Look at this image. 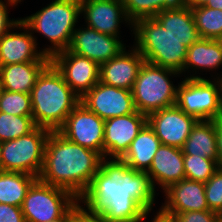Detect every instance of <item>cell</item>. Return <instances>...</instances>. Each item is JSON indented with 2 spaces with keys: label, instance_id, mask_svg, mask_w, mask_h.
<instances>
[{
  "label": "cell",
  "instance_id": "obj_36",
  "mask_svg": "<svg viewBox=\"0 0 222 222\" xmlns=\"http://www.w3.org/2000/svg\"><path fill=\"white\" fill-rule=\"evenodd\" d=\"M66 222H103L96 211L86 209L81 203L66 217Z\"/></svg>",
  "mask_w": 222,
  "mask_h": 222
},
{
  "label": "cell",
  "instance_id": "obj_42",
  "mask_svg": "<svg viewBox=\"0 0 222 222\" xmlns=\"http://www.w3.org/2000/svg\"><path fill=\"white\" fill-rule=\"evenodd\" d=\"M150 222H166V214L159 209Z\"/></svg>",
  "mask_w": 222,
  "mask_h": 222
},
{
  "label": "cell",
  "instance_id": "obj_17",
  "mask_svg": "<svg viewBox=\"0 0 222 222\" xmlns=\"http://www.w3.org/2000/svg\"><path fill=\"white\" fill-rule=\"evenodd\" d=\"M81 17L83 15L85 26L96 31L120 37V23L133 27L126 15L123 2L117 0H85L80 3Z\"/></svg>",
  "mask_w": 222,
  "mask_h": 222
},
{
  "label": "cell",
  "instance_id": "obj_49",
  "mask_svg": "<svg viewBox=\"0 0 222 222\" xmlns=\"http://www.w3.org/2000/svg\"><path fill=\"white\" fill-rule=\"evenodd\" d=\"M14 1H16L17 3H20V2L23 1V0H14Z\"/></svg>",
  "mask_w": 222,
  "mask_h": 222
},
{
  "label": "cell",
  "instance_id": "obj_44",
  "mask_svg": "<svg viewBox=\"0 0 222 222\" xmlns=\"http://www.w3.org/2000/svg\"><path fill=\"white\" fill-rule=\"evenodd\" d=\"M2 145L3 142L0 140V170H2Z\"/></svg>",
  "mask_w": 222,
  "mask_h": 222
},
{
  "label": "cell",
  "instance_id": "obj_24",
  "mask_svg": "<svg viewBox=\"0 0 222 222\" xmlns=\"http://www.w3.org/2000/svg\"><path fill=\"white\" fill-rule=\"evenodd\" d=\"M160 145L161 141L147 123L131 142L128 151L119 162L128 168L146 172Z\"/></svg>",
  "mask_w": 222,
  "mask_h": 222
},
{
  "label": "cell",
  "instance_id": "obj_22",
  "mask_svg": "<svg viewBox=\"0 0 222 222\" xmlns=\"http://www.w3.org/2000/svg\"><path fill=\"white\" fill-rule=\"evenodd\" d=\"M154 18L180 43L189 48L200 39L191 8L181 5L168 8Z\"/></svg>",
  "mask_w": 222,
  "mask_h": 222
},
{
  "label": "cell",
  "instance_id": "obj_2",
  "mask_svg": "<svg viewBox=\"0 0 222 222\" xmlns=\"http://www.w3.org/2000/svg\"><path fill=\"white\" fill-rule=\"evenodd\" d=\"M79 201L103 222H142L150 213L129 193L127 167L119 161L106 162Z\"/></svg>",
  "mask_w": 222,
  "mask_h": 222
},
{
  "label": "cell",
  "instance_id": "obj_15",
  "mask_svg": "<svg viewBox=\"0 0 222 222\" xmlns=\"http://www.w3.org/2000/svg\"><path fill=\"white\" fill-rule=\"evenodd\" d=\"M120 39V37L102 34L87 26L76 27L68 50L101 65L126 48V44Z\"/></svg>",
  "mask_w": 222,
  "mask_h": 222
},
{
  "label": "cell",
  "instance_id": "obj_48",
  "mask_svg": "<svg viewBox=\"0 0 222 222\" xmlns=\"http://www.w3.org/2000/svg\"><path fill=\"white\" fill-rule=\"evenodd\" d=\"M72 1H77V2H84L85 0H72Z\"/></svg>",
  "mask_w": 222,
  "mask_h": 222
},
{
  "label": "cell",
  "instance_id": "obj_40",
  "mask_svg": "<svg viewBox=\"0 0 222 222\" xmlns=\"http://www.w3.org/2000/svg\"><path fill=\"white\" fill-rule=\"evenodd\" d=\"M209 8L222 10V0H208L204 5Z\"/></svg>",
  "mask_w": 222,
  "mask_h": 222
},
{
  "label": "cell",
  "instance_id": "obj_1",
  "mask_svg": "<svg viewBox=\"0 0 222 222\" xmlns=\"http://www.w3.org/2000/svg\"><path fill=\"white\" fill-rule=\"evenodd\" d=\"M105 163L98 152L68 141L58 131H51L38 179L63 188L80 199Z\"/></svg>",
  "mask_w": 222,
  "mask_h": 222
},
{
  "label": "cell",
  "instance_id": "obj_6",
  "mask_svg": "<svg viewBox=\"0 0 222 222\" xmlns=\"http://www.w3.org/2000/svg\"><path fill=\"white\" fill-rule=\"evenodd\" d=\"M173 76L181 74L144 61L131 90L136 110L148 116L175 105L178 86L171 81Z\"/></svg>",
  "mask_w": 222,
  "mask_h": 222
},
{
  "label": "cell",
  "instance_id": "obj_45",
  "mask_svg": "<svg viewBox=\"0 0 222 222\" xmlns=\"http://www.w3.org/2000/svg\"><path fill=\"white\" fill-rule=\"evenodd\" d=\"M212 77H215V78H220V79H222V73H221V76L219 75V73H217V75H212Z\"/></svg>",
  "mask_w": 222,
  "mask_h": 222
},
{
  "label": "cell",
  "instance_id": "obj_11",
  "mask_svg": "<svg viewBox=\"0 0 222 222\" xmlns=\"http://www.w3.org/2000/svg\"><path fill=\"white\" fill-rule=\"evenodd\" d=\"M105 120L79 103L58 132L68 141L98 152L103 157Z\"/></svg>",
  "mask_w": 222,
  "mask_h": 222
},
{
  "label": "cell",
  "instance_id": "obj_12",
  "mask_svg": "<svg viewBox=\"0 0 222 222\" xmlns=\"http://www.w3.org/2000/svg\"><path fill=\"white\" fill-rule=\"evenodd\" d=\"M80 103L103 120L137 111L131 90L100 81L80 98Z\"/></svg>",
  "mask_w": 222,
  "mask_h": 222
},
{
  "label": "cell",
  "instance_id": "obj_5",
  "mask_svg": "<svg viewBox=\"0 0 222 222\" xmlns=\"http://www.w3.org/2000/svg\"><path fill=\"white\" fill-rule=\"evenodd\" d=\"M130 30L135 38L133 46L146 62L182 75L188 48L170 35L154 17L137 20Z\"/></svg>",
  "mask_w": 222,
  "mask_h": 222
},
{
  "label": "cell",
  "instance_id": "obj_34",
  "mask_svg": "<svg viewBox=\"0 0 222 222\" xmlns=\"http://www.w3.org/2000/svg\"><path fill=\"white\" fill-rule=\"evenodd\" d=\"M173 217L179 222H219L222 219L221 214L211 210L187 211L175 214Z\"/></svg>",
  "mask_w": 222,
  "mask_h": 222
},
{
  "label": "cell",
  "instance_id": "obj_30",
  "mask_svg": "<svg viewBox=\"0 0 222 222\" xmlns=\"http://www.w3.org/2000/svg\"><path fill=\"white\" fill-rule=\"evenodd\" d=\"M35 127L32 116H16L0 112V140L2 142L24 136Z\"/></svg>",
  "mask_w": 222,
  "mask_h": 222
},
{
  "label": "cell",
  "instance_id": "obj_26",
  "mask_svg": "<svg viewBox=\"0 0 222 222\" xmlns=\"http://www.w3.org/2000/svg\"><path fill=\"white\" fill-rule=\"evenodd\" d=\"M37 179L28 173L0 170V203L21 207L27 191Z\"/></svg>",
  "mask_w": 222,
  "mask_h": 222
},
{
  "label": "cell",
  "instance_id": "obj_13",
  "mask_svg": "<svg viewBox=\"0 0 222 222\" xmlns=\"http://www.w3.org/2000/svg\"><path fill=\"white\" fill-rule=\"evenodd\" d=\"M50 62L80 98L100 80L98 63L69 50L56 53L50 58Z\"/></svg>",
  "mask_w": 222,
  "mask_h": 222
},
{
  "label": "cell",
  "instance_id": "obj_9",
  "mask_svg": "<svg viewBox=\"0 0 222 222\" xmlns=\"http://www.w3.org/2000/svg\"><path fill=\"white\" fill-rule=\"evenodd\" d=\"M79 199L71 192L37 179L21 205L25 222H49L62 217Z\"/></svg>",
  "mask_w": 222,
  "mask_h": 222
},
{
  "label": "cell",
  "instance_id": "obj_46",
  "mask_svg": "<svg viewBox=\"0 0 222 222\" xmlns=\"http://www.w3.org/2000/svg\"><path fill=\"white\" fill-rule=\"evenodd\" d=\"M2 90H3V87H2V84H1V81H0V95H1Z\"/></svg>",
  "mask_w": 222,
  "mask_h": 222
},
{
  "label": "cell",
  "instance_id": "obj_25",
  "mask_svg": "<svg viewBox=\"0 0 222 222\" xmlns=\"http://www.w3.org/2000/svg\"><path fill=\"white\" fill-rule=\"evenodd\" d=\"M183 154L212 159L218 163L216 120H199L182 147Z\"/></svg>",
  "mask_w": 222,
  "mask_h": 222
},
{
  "label": "cell",
  "instance_id": "obj_10",
  "mask_svg": "<svg viewBox=\"0 0 222 222\" xmlns=\"http://www.w3.org/2000/svg\"><path fill=\"white\" fill-rule=\"evenodd\" d=\"M146 124L147 116L138 111L105 120L104 161H119Z\"/></svg>",
  "mask_w": 222,
  "mask_h": 222
},
{
  "label": "cell",
  "instance_id": "obj_29",
  "mask_svg": "<svg viewBox=\"0 0 222 222\" xmlns=\"http://www.w3.org/2000/svg\"><path fill=\"white\" fill-rule=\"evenodd\" d=\"M191 11L200 38L219 39L222 36V10L203 5Z\"/></svg>",
  "mask_w": 222,
  "mask_h": 222
},
{
  "label": "cell",
  "instance_id": "obj_41",
  "mask_svg": "<svg viewBox=\"0 0 222 222\" xmlns=\"http://www.w3.org/2000/svg\"><path fill=\"white\" fill-rule=\"evenodd\" d=\"M80 204L78 200L62 217L49 222H66V217Z\"/></svg>",
  "mask_w": 222,
  "mask_h": 222
},
{
  "label": "cell",
  "instance_id": "obj_23",
  "mask_svg": "<svg viewBox=\"0 0 222 222\" xmlns=\"http://www.w3.org/2000/svg\"><path fill=\"white\" fill-rule=\"evenodd\" d=\"M50 61H29L0 66V81L4 90L31 94L37 77Z\"/></svg>",
  "mask_w": 222,
  "mask_h": 222
},
{
  "label": "cell",
  "instance_id": "obj_32",
  "mask_svg": "<svg viewBox=\"0 0 222 222\" xmlns=\"http://www.w3.org/2000/svg\"><path fill=\"white\" fill-rule=\"evenodd\" d=\"M0 112L16 116H32L31 94L2 90Z\"/></svg>",
  "mask_w": 222,
  "mask_h": 222
},
{
  "label": "cell",
  "instance_id": "obj_28",
  "mask_svg": "<svg viewBox=\"0 0 222 222\" xmlns=\"http://www.w3.org/2000/svg\"><path fill=\"white\" fill-rule=\"evenodd\" d=\"M124 9L134 24L143 18H153L161 11L183 5V0H124Z\"/></svg>",
  "mask_w": 222,
  "mask_h": 222
},
{
  "label": "cell",
  "instance_id": "obj_43",
  "mask_svg": "<svg viewBox=\"0 0 222 222\" xmlns=\"http://www.w3.org/2000/svg\"><path fill=\"white\" fill-rule=\"evenodd\" d=\"M166 222H179L175 217L166 214Z\"/></svg>",
  "mask_w": 222,
  "mask_h": 222
},
{
  "label": "cell",
  "instance_id": "obj_21",
  "mask_svg": "<svg viewBox=\"0 0 222 222\" xmlns=\"http://www.w3.org/2000/svg\"><path fill=\"white\" fill-rule=\"evenodd\" d=\"M221 66L222 46L219 40L200 38L187 49L186 61L182 69V74L184 73L186 75V73L190 71V74L185 76V79H204V77L196 74L199 70L202 72L203 70H209L208 72L215 70L216 72ZM194 71L195 73L193 74ZM191 73L193 75H191Z\"/></svg>",
  "mask_w": 222,
  "mask_h": 222
},
{
  "label": "cell",
  "instance_id": "obj_19",
  "mask_svg": "<svg viewBox=\"0 0 222 222\" xmlns=\"http://www.w3.org/2000/svg\"><path fill=\"white\" fill-rule=\"evenodd\" d=\"M144 61L134 46L129 50L125 48L119 55L100 65L99 81L116 88L132 90Z\"/></svg>",
  "mask_w": 222,
  "mask_h": 222
},
{
  "label": "cell",
  "instance_id": "obj_38",
  "mask_svg": "<svg viewBox=\"0 0 222 222\" xmlns=\"http://www.w3.org/2000/svg\"><path fill=\"white\" fill-rule=\"evenodd\" d=\"M216 140L218 152V166L222 168V119L216 120Z\"/></svg>",
  "mask_w": 222,
  "mask_h": 222
},
{
  "label": "cell",
  "instance_id": "obj_18",
  "mask_svg": "<svg viewBox=\"0 0 222 222\" xmlns=\"http://www.w3.org/2000/svg\"><path fill=\"white\" fill-rule=\"evenodd\" d=\"M162 192L165 193V202L160 210L169 216L187 211L209 210L203 182L185 178Z\"/></svg>",
  "mask_w": 222,
  "mask_h": 222
},
{
  "label": "cell",
  "instance_id": "obj_4",
  "mask_svg": "<svg viewBox=\"0 0 222 222\" xmlns=\"http://www.w3.org/2000/svg\"><path fill=\"white\" fill-rule=\"evenodd\" d=\"M81 14L80 2L72 0H52L30 16L20 18L34 33L42 34L51 43L42 52L52 57L58 52L68 50L76 24ZM49 46V47H48Z\"/></svg>",
  "mask_w": 222,
  "mask_h": 222
},
{
  "label": "cell",
  "instance_id": "obj_8",
  "mask_svg": "<svg viewBox=\"0 0 222 222\" xmlns=\"http://www.w3.org/2000/svg\"><path fill=\"white\" fill-rule=\"evenodd\" d=\"M50 132L46 128L36 126L24 136L3 142L2 170L39 177Z\"/></svg>",
  "mask_w": 222,
  "mask_h": 222
},
{
  "label": "cell",
  "instance_id": "obj_16",
  "mask_svg": "<svg viewBox=\"0 0 222 222\" xmlns=\"http://www.w3.org/2000/svg\"><path fill=\"white\" fill-rule=\"evenodd\" d=\"M37 41V37L33 36L20 20L0 39V66L29 61H50V57L46 56L42 49L38 50Z\"/></svg>",
  "mask_w": 222,
  "mask_h": 222
},
{
  "label": "cell",
  "instance_id": "obj_35",
  "mask_svg": "<svg viewBox=\"0 0 222 222\" xmlns=\"http://www.w3.org/2000/svg\"><path fill=\"white\" fill-rule=\"evenodd\" d=\"M5 1V2H4ZM0 0V39L17 24L21 19L9 17L10 6L15 7L18 3L14 0Z\"/></svg>",
  "mask_w": 222,
  "mask_h": 222
},
{
  "label": "cell",
  "instance_id": "obj_37",
  "mask_svg": "<svg viewBox=\"0 0 222 222\" xmlns=\"http://www.w3.org/2000/svg\"><path fill=\"white\" fill-rule=\"evenodd\" d=\"M0 222H25L21 207L0 203Z\"/></svg>",
  "mask_w": 222,
  "mask_h": 222
},
{
  "label": "cell",
  "instance_id": "obj_14",
  "mask_svg": "<svg viewBox=\"0 0 222 222\" xmlns=\"http://www.w3.org/2000/svg\"><path fill=\"white\" fill-rule=\"evenodd\" d=\"M198 121L196 117L186 114L176 104L147 116V123L154 130L161 144L178 148L184 146Z\"/></svg>",
  "mask_w": 222,
  "mask_h": 222
},
{
  "label": "cell",
  "instance_id": "obj_20",
  "mask_svg": "<svg viewBox=\"0 0 222 222\" xmlns=\"http://www.w3.org/2000/svg\"><path fill=\"white\" fill-rule=\"evenodd\" d=\"M146 173L154 188L156 189L157 184L163 191L185 179L182 148L161 144Z\"/></svg>",
  "mask_w": 222,
  "mask_h": 222
},
{
  "label": "cell",
  "instance_id": "obj_47",
  "mask_svg": "<svg viewBox=\"0 0 222 222\" xmlns=\"http://www.w3.org/2000/svg\"><path fill=\"white\" fill-rule=\"evenodd\" d=\"M218 40H219V42H220V44L222 46V36Z\"/></svg>",
  "mask_w": 222,
  "mask_h": 222
},
{
  "label": "cell",
  "instance_id": "obj_7",
  "mask_svg": "<svg viewBox=\"0 0 222 222\" xmlns=\"http://www.w3.org/2000/svg\"><path fill=\"white\" fill-rule=\"evenodd\" d=\"M182 80L176 98L181 110L198 120L222 119V79Z\"/></svg>",
  "mask_w": 222,
  "mask_h": 222
},
{
  "label": "cell",
  "instance_id": "obj_33",
  "mask_svg": "<svg viewBox=\"0 0 222 222\" xmlns=\"http://www.w3.org/2000/svg\"><path fill=\"white\" fill-rule=\"evenodd\" d=\"M204 184L209 210L222 215V168H219Z\"/></svg>",
  "mask_w": 222,
  "mask_h": 222
},
{
  "label": "cell",
  "instance_id": "obj_31",
  "mask_svg": "<svg viewBox=\"0 0 222 222\" xmlns=\"http://www.w3.org/2000/svg\"><path fill=\"white\" fill-rule=\"evenodd\" d=\"M185 178L206 183L219 169L218 163L212 159L196 155L183 154Z\"/></svg>",
  "mask_w": 222,
  "mask_h": 222
},
{
  "label": "cell",
  "instance_id": "obj_39",
  "mask_svg": "<svg viewBox=\"0 0 222 222\" xmlns=\"http://www.w3.org/2000/svg\"><path fill=\"white\" fill-rule=\"evenodd\" d=\"M207 1L208 0H183V5L192 9L205 5Z\"/></svg>",
  "mask_w": 222,
  "mask_h": 222
},
{
  "label": "cell",
  "instance_id": "obj_27",
  "mask_svg": "<svg viewBox=\"0 0 222 222\" xmlns=\"http://www.w3.org/2000/svg\"><path fill=\"white\" fill-rule=\"evenodd\" d=\"M127 188L131 196L146 211H152L158 193L146 172L127 167Z\"/></svg>",
  "mask_w": 222,
  "mask_h": 222
},
{
  "label": "cell",
  "instance_id": "obj_3",
  "mask_svg": "<svg viewBox=\"0 0 222 222\" xmlns=\"http://www.w3.org/2000/svg\"><path fill=\"white\" fill-rule=\"evenodd\" d=\"M31 102L35 126L58 131L80 103V97L50 62L37 77L31 91Z\"/></svg>",
  "mask_w": 222,
  "mask_h": 222
}]
</instances>
